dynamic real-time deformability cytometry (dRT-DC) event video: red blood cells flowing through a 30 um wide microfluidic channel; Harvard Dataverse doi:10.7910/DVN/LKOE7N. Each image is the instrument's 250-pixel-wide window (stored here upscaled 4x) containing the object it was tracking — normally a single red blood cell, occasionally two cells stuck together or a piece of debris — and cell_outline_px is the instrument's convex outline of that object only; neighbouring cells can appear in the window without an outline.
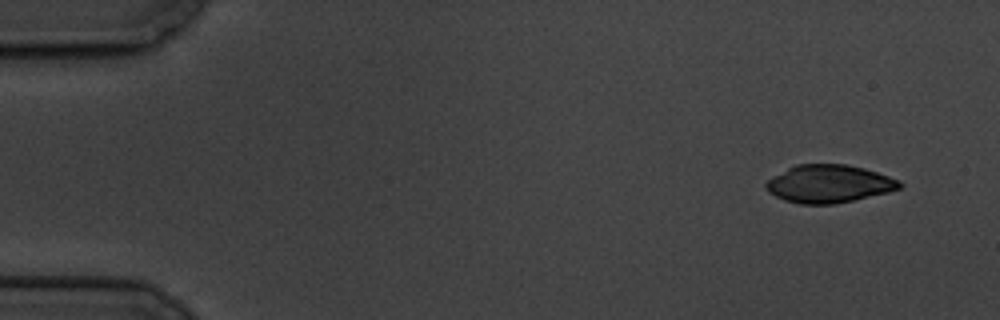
{"species": "common noctule bat (a hibernating species)", "species_latin": "Nyctalus noctula", "temperature_condition": "cold", "stored_images_in_passage": 5, "segment_of_instrument_passage": [1, 2], "camera_frame_rate_fps": 3000, "um_per_image_px": 0.085, "animal": {"sex": "male", "body_mass_g": 19.5, "forearm_length_mm": 54.6}, "frame": {"image": 1, "passage_image": 1, "time_ms": 0.0, "image_size_px": [1000, 320], "cell_outline_px": [[904, 184], [900, 188], [888, 192], [852, 200], [832, 204], [800, 204], [784, 200], [768, 192], [764, 184], [772, 176], [796, 164], [848, 164], [864, 168], [888, 176]], "centroid_in_image_um": [70.42, 15.62], "position_along_channel_um": 14.6, "area_um2": 29.3}}